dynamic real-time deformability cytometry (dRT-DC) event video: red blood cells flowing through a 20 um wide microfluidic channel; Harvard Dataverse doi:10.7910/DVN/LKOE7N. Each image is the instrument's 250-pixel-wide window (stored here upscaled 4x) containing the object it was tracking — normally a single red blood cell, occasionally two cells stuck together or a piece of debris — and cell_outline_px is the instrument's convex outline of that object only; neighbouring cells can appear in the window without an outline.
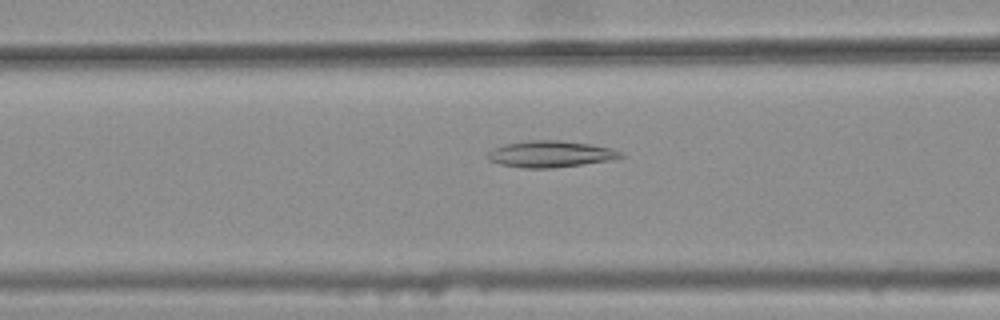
{"species": "common noctule bat (a hibernating species)", "species_latin": "Nyctalus noctula", "temperature_condition": "warm", "stored_images_in_passage": 33, "camera_frame_rate_fps": 3000, "um_per_image_px": 0.085, "animal": {"sex": "female", "body_mass_g": 25.1}, "frame": {"image": 1, "passage_image": 6, "time_ms": 1.667, "image_size_px": [1000, 320], "cell_outline_px": [[624, 156], [612, 160], [584, 164], [552, 168], [524, 168], [500, 164], [488, 160], [484, 156], [492, 148], [504, 144], [528, 140], [560, 140], [592, 144], [612, 148], [620, 152]], "centroid_in_image_um": [46.76, 13.09], "position_along_channel_um": 119.8, "area_um2": 20.75}}
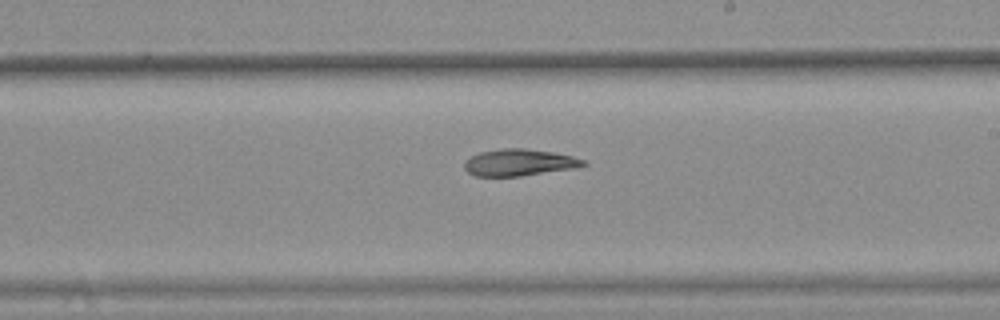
{"frame": {"image": 2, "passage_image": 16, "time_ms": 5.0, "image_size_px": [1000, 320], "cell_outline_px": [[588, 164], [572, 168], [520, 176], [476, 176], [468, 172], [464, 168], [464, 160], [480, 152], [504, 148], [524, 148], [552, 152], [572, 156], [584, 160]], "centroid_in_image_um": [44.09, 13.81], "position_along_channel_um": 244.9, "area_um2": 18.32}}
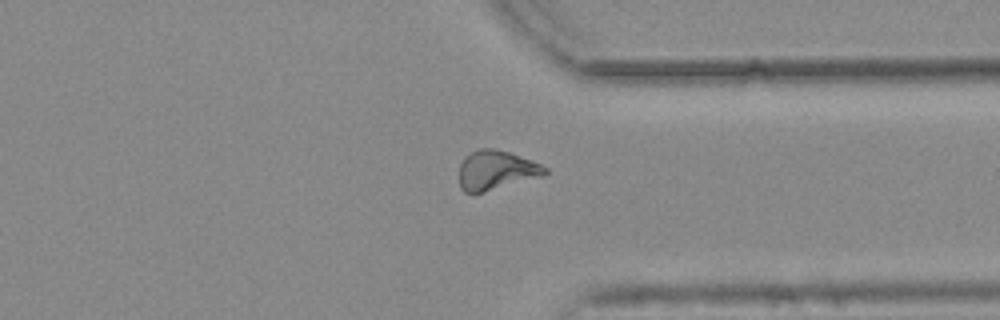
{"frame": {"image": 3, "passage_image": 26, "time_ms": 8.333, "image_size_px": [1000, 320], "cell_outline_px": [[548, 172], [544, 176], [484, 192], [464, 192], [460, 188], [460, 164], [464, 156], [480, 148], [492, 148], [508, 152], [540, 164], [548, 168]], "centroid_in_image_um": [42.17, 14.47], "position_along_channel_um": 369.2, "area_um2": 19.54}, "authors_computed_cell_mechanics": {"area_um2": 19.1896, "velocity_mm_per_s": 3.7654, "shape_relaxation_time_tau1_ms": null, "shape_relaxation_time_tau2_ms": 6.8652, "deformation_change_tau1": null, "deformation_change_tau2": 0.1652}}